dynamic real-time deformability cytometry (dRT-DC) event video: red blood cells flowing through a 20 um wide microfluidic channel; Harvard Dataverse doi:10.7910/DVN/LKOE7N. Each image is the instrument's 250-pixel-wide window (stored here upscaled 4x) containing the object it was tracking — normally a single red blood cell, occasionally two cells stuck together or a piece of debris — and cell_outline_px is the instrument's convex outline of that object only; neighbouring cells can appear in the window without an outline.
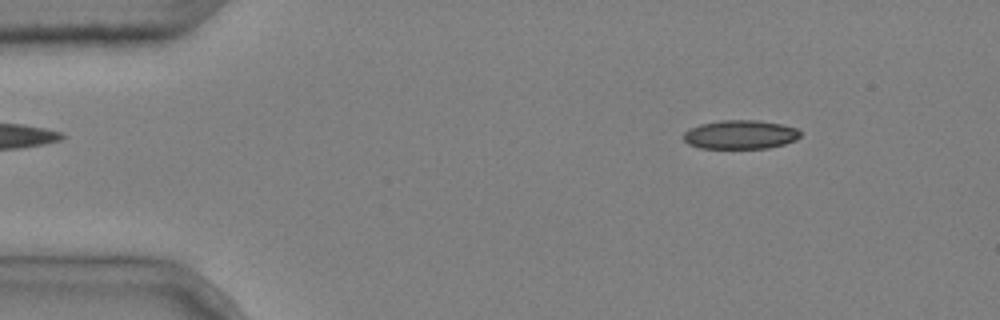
{"species": "common noctule bat (a hibernating species)", "species_latin": "Nyctalus noctula", "temperature_condition": "cold", "stored_images_in_passage": 3, "camera_frame_rate_fps": 3000, "um_per_image_px": 0.085, "animal": {"sex": "male", "body_mass_g": 20.4}, "frame": {"image": 1, "passage_image": 1, "time_ms": 0.0, "image_size_px": [1000, 320], "cell_outline_px": [[800, 136], [796, 140], [784, 144], [768, 148], [700, 148], [688, 144], [684, 140], [684, 132], [688, 128], [700, 124], [720, 120], [760, 120], [780, 124], [796, 128], [800, 132]], "centroid_in_image_um": [62.91, 11.44], "position_along_channel_um": 22.1, "area_um2": 19.71}}
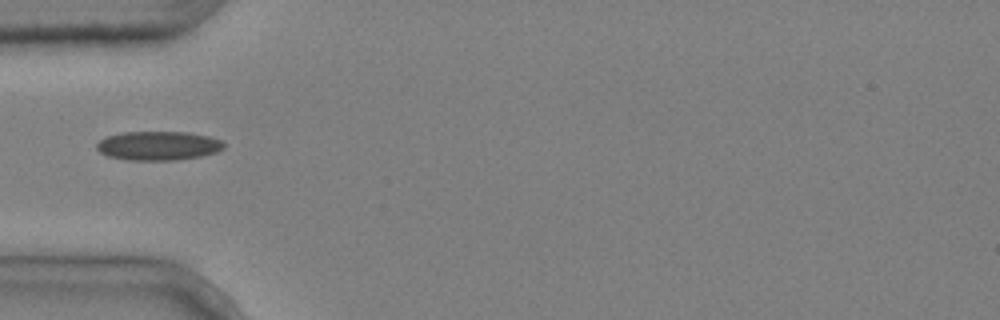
{"frame": {"image": 2, "passage_image": 3, "time_ms": 0.667, "image_size_px": [1000, 320], "cell_outline_px": [[224, 148], [216, 152], [200, 156], [176, 160], [128, 160], [108, 156], [100, 152], [96, 148], [96, 144], [104, 136], [124, 132], [188, 132], [208, 136], [220, 140], [224, 144]], "centroid_in_image_um": [13.42, 12.38], "position_along_channel_um": 71.6, "area_um2": 21.5}}